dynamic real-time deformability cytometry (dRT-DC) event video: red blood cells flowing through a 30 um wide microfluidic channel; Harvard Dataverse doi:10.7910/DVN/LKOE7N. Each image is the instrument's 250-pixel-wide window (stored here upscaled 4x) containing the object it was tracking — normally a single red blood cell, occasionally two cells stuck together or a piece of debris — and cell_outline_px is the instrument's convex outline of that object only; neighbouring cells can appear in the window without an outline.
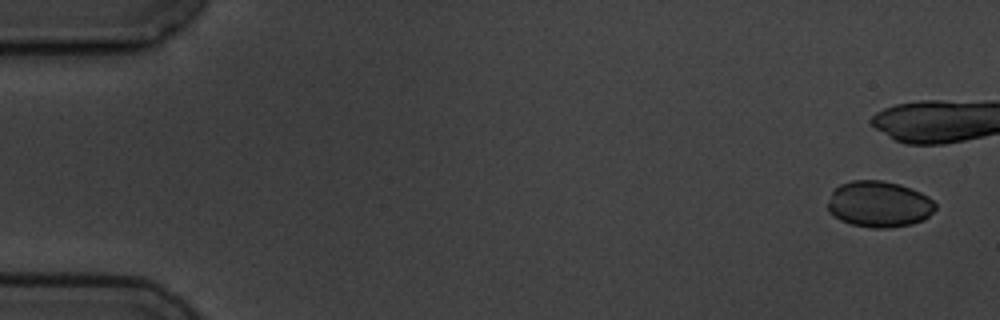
{"species": "common noctule bat (a hibernating species)", "species_latin": "Nyctalus noctula", "temperature_condition": "cold", "stored_images_in_passage": 16, "camera_frame_rate_fps": 3000, "um_per_image_px": 0.085, "animal": {"sex": "male", "body_mass_g": 19.5, "forearm_length_mm": 54.6}, "frame": {"image": 1, "passage_image": 1, "time_ms": 0.0, "image_size_px": [1000, 320], "cell_outline_px": [[936, 208], [924, 220], [912, 224], [888, 228], [872, 228], [852, 224], [840, 220], [832, 216], [828, 212], [828, 204], [832, 188], [840, 184], [852, 180], [884, 180], [900, 184], [912, 188], [928, 196], [936, 204]], "centroid_in_image_um": [74.7, 17.34], "position_along_channel_um": 10.3, "area_um2": 29.3}}
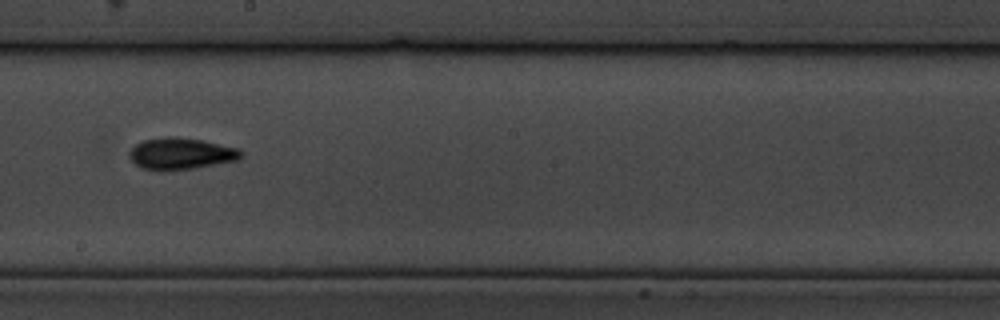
{"frame": {"image": 2, "passage_image": 10, "time_ms": 11.667, "image_size_px": [1000, 320], "cell_outline_px": [[244, 156], [240, 160], [192, 168], [144, 168], [136, 164], [128, 156], [128, 152], [136, 144], [144, 140], [168, 136], [176, 136], [200, 140], [240, 148], [244, 152]], "centroid_in_image_um": [15.46, 13.02], "position_along_channel_um": 232.7, "area_um2": 20.11}}
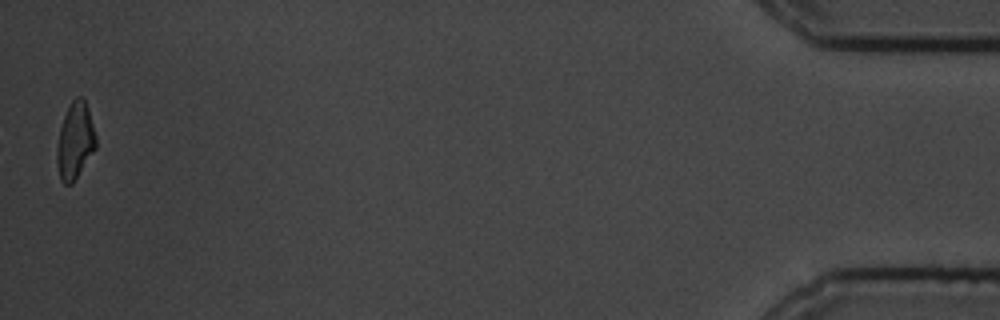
{"frame": {"image": 3, "passage_image": 16, "time_ms": 19.667, "image_size_px": [1000, 320], "cell_outline_px": [[96, 148], [72, 184], [64, 184], [60, 180], [56, 160], [56, 148], [60, 128], [64, 116], [72, 100], [76, 96], [80, 96], [84, 100], [88, 108], [96, 136]], "centroid_in_image_um": [6.37, 11.99], "position_along_channel_um": 428.8, "area_um2": 17.34}, "authors_computed_cell_mechanics": {"area_um2": 19.5075, "velocity_mm_per_s": 3.5679, "shape_relaxation_time_tau1_ms": 6.9539, "shape_relaxation_time_tau2_ms": 3.3449, "deformation_change_tau1": 0.194, "deformation_change_tau2": 0.1108}}